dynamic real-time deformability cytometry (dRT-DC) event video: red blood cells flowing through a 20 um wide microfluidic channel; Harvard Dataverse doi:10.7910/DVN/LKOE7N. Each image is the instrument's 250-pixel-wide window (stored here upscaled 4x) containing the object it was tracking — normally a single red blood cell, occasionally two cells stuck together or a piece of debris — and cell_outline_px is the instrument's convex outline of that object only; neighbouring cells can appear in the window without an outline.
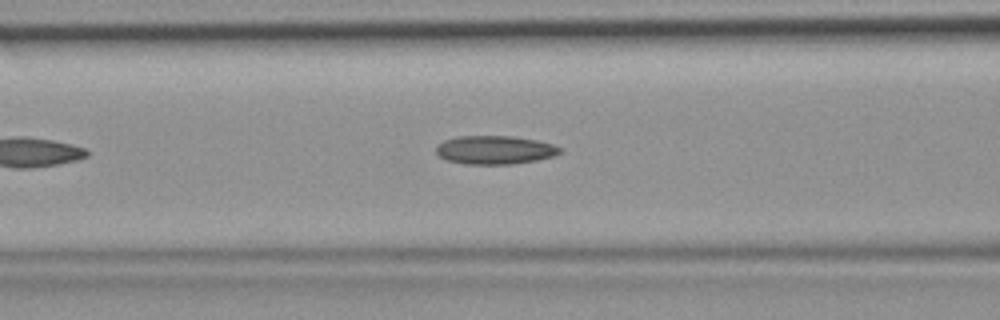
{"species": "common noctule bat (a hibernating species)", "species_latin": "Nyctalus noctula", "temperature_condition": "room temperature", "stored_images_in_passage": 22, "camera_frame_rate_fps": 3000, "um_per_image_px": 0.085, "animal": {"sex": "female", "body_mass_g": 19.9}, "frame": {"image": 1, "passage_image": 10, "time_ms": 3.0, "image_size_px": [1000, 320], "cell_outline_px": [[564, 148], [560, 152], [552, 156], [536, 160], [512, 164], [464, 164], [448, 160], [440, 156], [436, 152], [436, 144], [444, 140], [456, 136], [512, 136], [536, 140], [552, 144]], "centroid_in_image_um": [42.04, 12.74], "position_along_channel_um": 124.6, "area_um2": 20.58}}
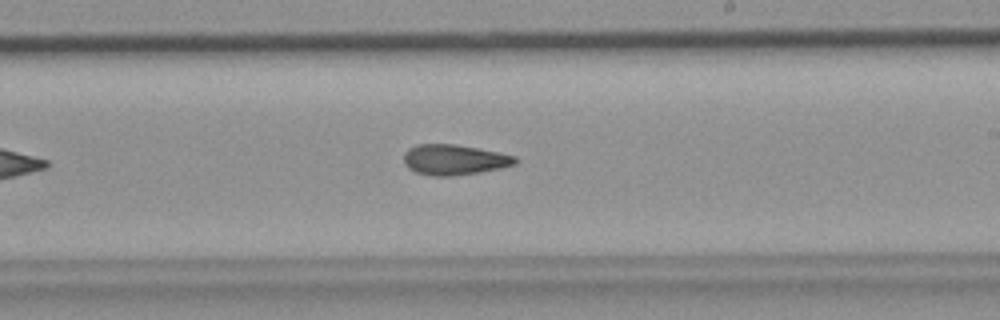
{"frame": {"image": 2, "passage_image": 19, "time_ms": 6.0, "image_size_px": [1000, 320], "cell_outline_px": [[520, 160], [516, 164], [500, 168], [480, 172], [452, 176], [432, 176], [416, 172], [408, 168], [404, 164], [404, 152], [408, 148], [416, 144], [456, 144], [500, 152], [516, 156]], "centroid_in_image_um": [38.62, 13.57], "position_along_channel_um": 250.4, "area_um2": 20.0}}